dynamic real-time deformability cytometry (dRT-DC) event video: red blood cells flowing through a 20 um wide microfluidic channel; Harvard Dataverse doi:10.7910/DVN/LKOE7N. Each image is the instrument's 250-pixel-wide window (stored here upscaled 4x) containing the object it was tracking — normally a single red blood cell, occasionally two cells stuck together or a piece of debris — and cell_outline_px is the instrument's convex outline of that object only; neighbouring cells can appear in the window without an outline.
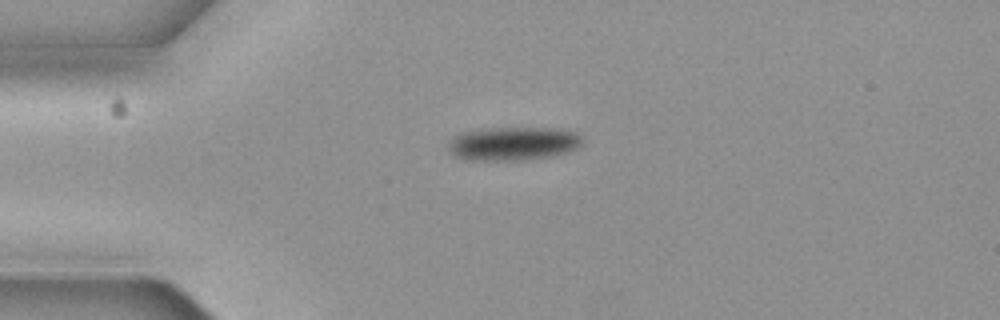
{"species": "common noctule bat (a hibernating species)", "species_latin": "Nyctalus noctula", "temperature_condition": "cold", "stored_images_in_passage": 5, "camera_frame_rate_fps": 3000, "um_per_image_px": 0.085, "animal": {"sex": "female", "body_mass_g": 19.3, "forearm_length_mm": 54.1}, "frame": {"image": 1, "passage_image": 5, "time_ms": 1.333, "image_size_px": [1000, 320], "cell_outline_px": [[580, 144], [576, 148], [552, 156], [524, 160], [464, 160], [456, 156], [448, 148], [448, 144], [460, 132], [488, 128], [556, 128], [576, 132], [580, 136]], "centroid_in_image_um": [43.59, 12.2], "position_along_channel_um": 41.4, "area_um2": 26.01}}